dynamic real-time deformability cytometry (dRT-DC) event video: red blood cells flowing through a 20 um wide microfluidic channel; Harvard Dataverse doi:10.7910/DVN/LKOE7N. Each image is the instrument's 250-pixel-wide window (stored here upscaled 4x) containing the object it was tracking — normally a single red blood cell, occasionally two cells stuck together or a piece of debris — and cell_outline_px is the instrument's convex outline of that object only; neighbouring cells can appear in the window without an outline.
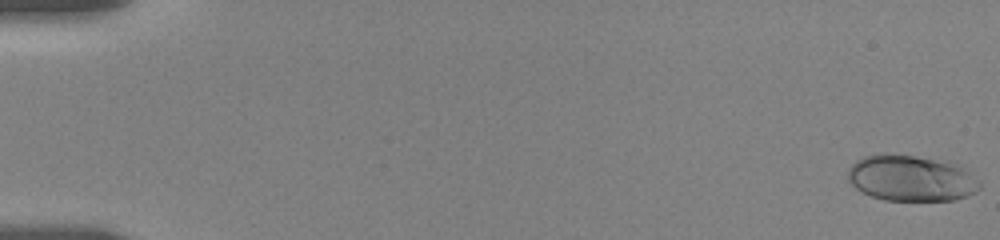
{"species": "human", "species_latin": "Homo sapiens", "temperature_condition": "room temperature", "stored_images_in_passage": 55, "camera_frame_rate_fps": 3000, "um_per_image_px": 0.085, "donor": {"sex": "female"}, "frame": {"image": 1, "passage_image": 1, "time_ms": 0.0, "image_size_px": [1000, 240], "cell_outline_px": [[980, 188], [976, 192], [968, 196], [956, 200], [884, 200], [860, 192], [848, 180], [848, 168], [856, 160], [864, 156], [876, 152], [888, 152], [952, 160], [980, 180]], "centroid_in_image_um": [77.45, 15.11], "position_along_channel_um": 7.5, "area_um2": 36.36}}
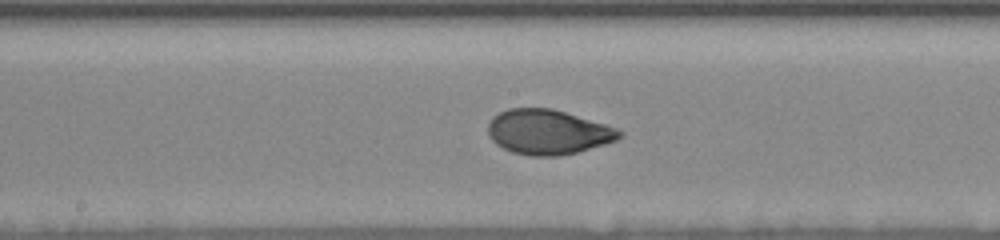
{"frame": {"image": 2, "passage_image": 31, "time_ms": 10.0, "image_size_px": [1000, 240], "cell_outline_px": [[624, 136], [616, 140], [604, 144], [576, 152], [560, 156], [528, 156], [512, 152], [496, 144], [488, 136], [488, 124], [492, 116], [508, 108], [552, 108], [604, 124], [616, 128], [624, 132]], "centroid_in_image_um": [46.55, 11.22], "position_along_channel_um": 201.6, "area_um2": 34.33}}
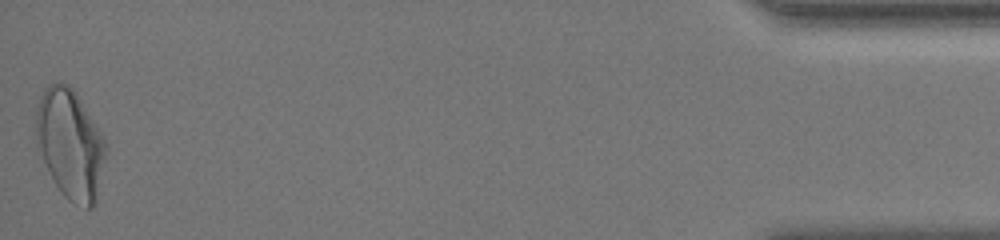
{"frame": {"image": 3, "passage_image": 55, "time_ms": 18.667, "image_size_px": [1000, 240], "cell_outline_px": [[108, 148], [96, 204], [92, 208], [88, 208], [72, 204], [64, 196], [56, 184], [36, 148], [36, 112], [40, 96], [44, 88], [48, 84], [56, 80], [60, 80], [68, 84], [76, 92], [104, 136]], "centroid_in_image_um": [5.98, 12.23], "position_along_channel_um": 429.2, "area_um2": 45.37}, "authors_computed_cell_mechanics": {"area_um2": 34.2754, "velocity_mm_per_s": 3.5847, "shape_relaxation_time_tau1_ms": 4.0699, "shape_relaxation_time_tau2_ms": 0.7979, "deformation_change_tau1": 0.1753, "deformation_change_tau2": 0.0488}}